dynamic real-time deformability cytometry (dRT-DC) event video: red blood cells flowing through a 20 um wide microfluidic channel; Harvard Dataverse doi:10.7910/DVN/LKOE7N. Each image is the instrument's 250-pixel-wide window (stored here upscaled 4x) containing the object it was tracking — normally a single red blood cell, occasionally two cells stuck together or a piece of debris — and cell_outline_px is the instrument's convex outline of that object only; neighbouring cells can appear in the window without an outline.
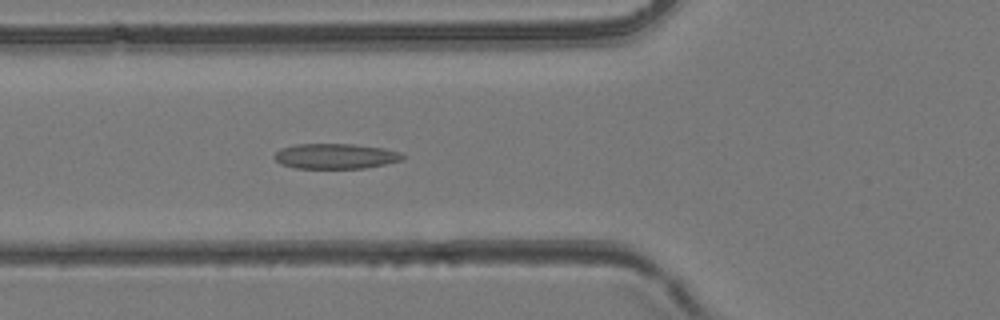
{"species": "common noctule bat (a hibernating species)", "species_latin": "Nyctalus noctula", "temperature_condition": "room temperature", "stored_images_in_passage": 43, "camera_frame_rate_fps": 3000, "um_per_image_px": 0.085, "animal": {"sex": "female", "body_mass_g": 24.6, "forearm_length_mm": 56.2}, "frame": {"image": 1, "passage_image": 16, "time_ms": 5.0, "image_size_px": [1000, 320], "cell_outline_px": [[404, 160], [364, 168], [296, 168], [280, 164], [272, 156], [280, 148], [296, 144], [352, 144], [384, 148], [400, 152], [404, 156]], "centroid_in_image_um": [28.5, 13.27], "position_along_channel_um": 97.3, "area_um2": 18.9}}
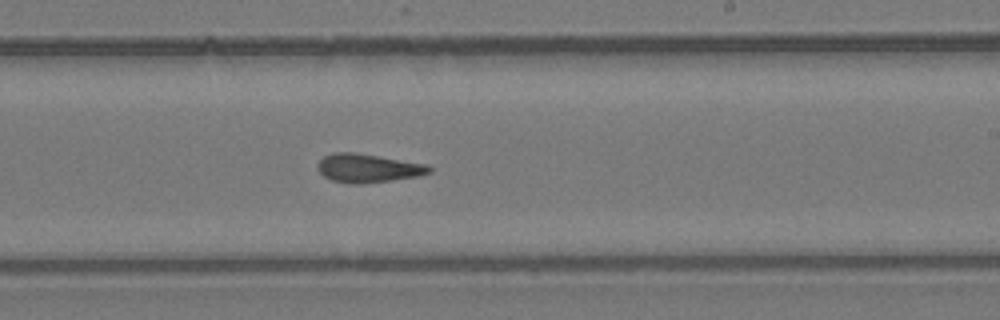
{"frame": {"image": 2, "passage_image": 26, "time_ms": 8.333, "image_size_px": [1000, 320], "cell_outline_px": [[432, 172], [420, 176], [392, 180], [360, 184], [352, 184], [332, 180], [324, 176], [316, 168], [316, 164], [324, 156], [332, 152], [356, 152], [428, 164], [432, 168]], "centroid_in_image_um": [31.29, 14.28], "position_along_channel_um": 257.7, "area_um2": 18.84}}
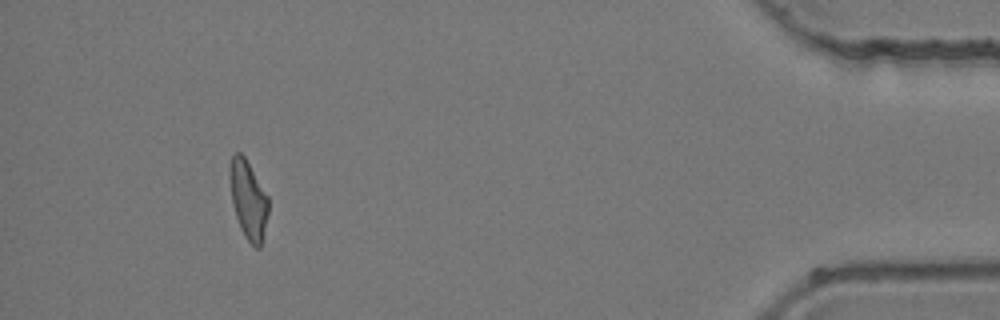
{"frame": {"image": 3, "passage_image": 40, "time_ms": 13.0, "image_size_px": [1000, 320], "cell_outline_px": [[268, 212], [260, 248], [256, 248], [244, 236], [240, 228], [236, 216], [232, 200], [228, 176], [232, 156], [236, 152], [240, 152], [244, 156], [268, 196]], "centroid_in_image_um": [21.09, 16.96], "position_along_channel_um": 414.1, "area_um2": 17.4}}